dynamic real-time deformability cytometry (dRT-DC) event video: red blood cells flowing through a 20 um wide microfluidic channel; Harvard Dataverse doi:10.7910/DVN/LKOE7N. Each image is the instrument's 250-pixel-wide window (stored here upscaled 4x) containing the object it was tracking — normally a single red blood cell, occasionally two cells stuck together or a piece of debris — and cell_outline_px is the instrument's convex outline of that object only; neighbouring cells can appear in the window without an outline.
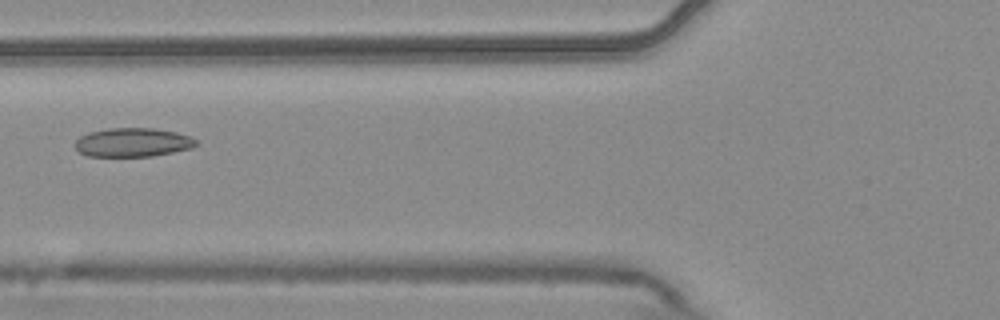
{"species": "common noctule bat (a hibernating species)", "species_latin": "Nyctalus noctula", "temperature_condition": "warm", "stored_images_in_passage": 2, "camera_frame_rate_fps": 3000, "um_per_image_px": 0.085, "animal": {"sex": "male", "body_mass_g": 20.4}, "frame": {"image": 1, "passage_image": 2, "time_ms": 0.333, "image_size_px": [1000, 320], "cell_outline_px": [[200, 144], [192, 148], [152, 156], [88, 156], [80, 152], [76, 148], [76, 140], [80, 136], [88, 132], [108, 128], [156, 128], [176, 132], [188, 136], [196, 140]], "centroid_in_image_um": [11.3, 12.09], "position_along_channel_um": 114.5, "area_um2": 20.35}}